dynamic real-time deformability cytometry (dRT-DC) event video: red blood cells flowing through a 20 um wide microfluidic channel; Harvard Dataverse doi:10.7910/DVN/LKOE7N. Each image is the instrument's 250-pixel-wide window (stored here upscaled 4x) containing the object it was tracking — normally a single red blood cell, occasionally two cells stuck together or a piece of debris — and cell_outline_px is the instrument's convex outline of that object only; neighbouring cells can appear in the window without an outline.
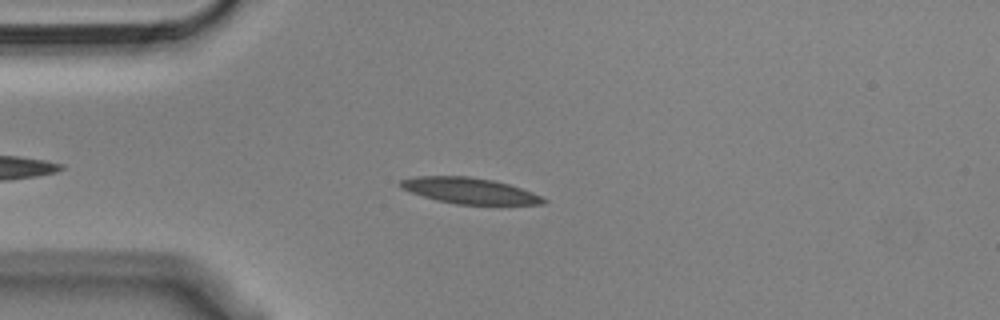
{"species": "Egyptian fruit bat (a non-hibernating species)", "species_latin": "Rousettus aegyptiacus", "temperature_condition": "cold", "stored_images_in_passage": 46, "camera_frame_rate_fps": 3000, "um_per_image_px": 0.085, "animal": {"sex": "male"}, "frame": {"image": 1, "passage_image": 8, "time_ms": 2.333, "image_size_px": [1000, 320], "cell_outline_px": [[548, 200], [544, 204], [456, 204], [436, 200], [400, 188], [396, 184], [400, 180], [416, 176], [468, 176], [492, 180], [508, 184], [532, 192]], "centroid_in_image_um": [39.86, 16.2], "position_along_channel_um": 45.1, "area_um2": 21.44}}
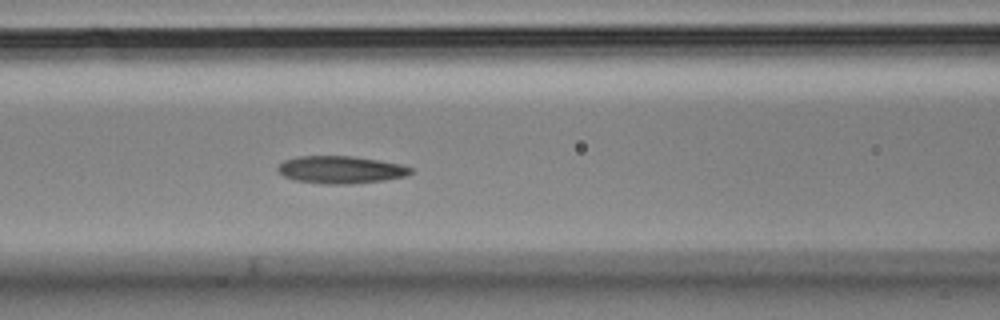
{"frame": {"image": 2, "passage_image": 17, "time_ms": 5.333, "image_size_px": [1000, 320], "cell_outline_px": [[412, 172], [408, 176], [384, 180], [352, 184], [324, 184], [296, 180], [284, 176], [276, 168], [284, 160], [300, 156], [352, 156], [380, 160], [400, 164], [412, 168]], "centroid_in_image_um": [28.99, 14.43], "position_along_channel_um": 137.6, "area_um2": 21.27}}
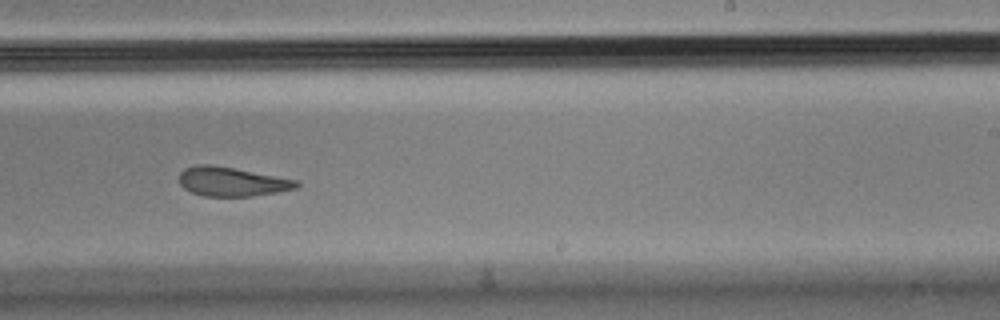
{"frame": {"image": 3, "passage_image": 28, "time_ms": 9.0, "image_size_px": [1000, 320], "cell_outline_px": [[300, 184], [296, 188], [276, 192], [252, 196], [204, 196], [192, 192], [184, 188], [180, 184], [180, 172], [184, 168], [196, 164], [212, 164], [300, 180]], "centroid_in_image_um": [19.71, 15.43], "position_along_channel_um": 269.3, "area_um2": 20.0}, "authors_computed_cell_mechanics": {"area_um2": 21.4727, "velocity_mm_per_s": 3.599, "shape_relaxation_time_tau1_ms": 10.9037, "shape_relaxation_time_tau2_ms": 1.9611, "deformation_change_tau1": 0.2568, "deformation_change_tau2": 0.0966}}